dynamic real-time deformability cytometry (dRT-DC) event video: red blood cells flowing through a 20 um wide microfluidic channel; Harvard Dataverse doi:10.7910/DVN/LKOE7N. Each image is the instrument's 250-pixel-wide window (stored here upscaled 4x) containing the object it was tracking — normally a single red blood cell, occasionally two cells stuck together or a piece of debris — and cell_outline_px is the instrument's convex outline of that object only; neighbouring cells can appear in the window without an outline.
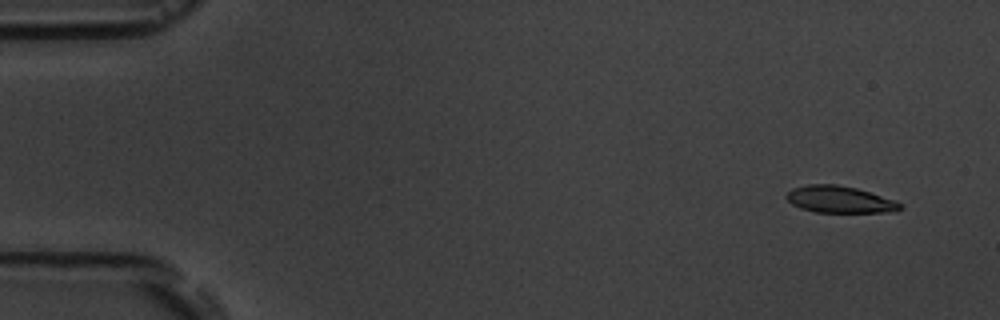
{"species": "common noctule bat (a hibernating species)", "species_latin": "Nyctalus noctula", "temperature_condition": "room temperature", "stored_images_in_passage": 5, "camera_frame_rate_fps": 3000, "um_per_image_px": 0.085, "animal": {"sex": "male", "body_mass_g": 19.5, "forearm_length_mm": 54.6}, "frame": {"image": 1, "passage_image": 1, "time_ms": 0.0, "image_size_px": [1000, 320], "cell_outline_px": [[900, 208], [896, 212], [816, 212], [800, 208], [792, 204], [784, 196], [792, 188], [808, 184], [836, 184], [856, 188], [896, 200], [900, 204]], "centroid_in_image_um": [71.35, 16.95], "position_along_channel_um": 13.7, "area_um2": 17.74}}
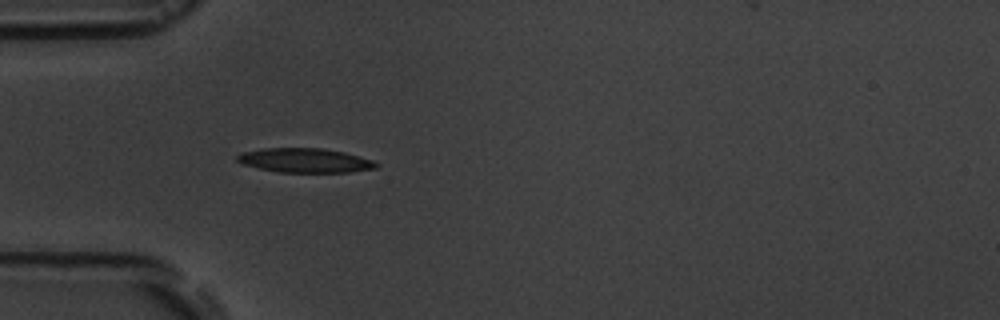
{"frame": {"image": 2, "passage_image": 5, "time_ms": 4.333, "image_size_px": [1000, 320], "cell_outline_px": [[380, 164], [376, 168], [348, 172], [280, 172], [260, 168], [244, 164], [236, 160], [236, 156], [244, 152], [264, 148], [324, 148], [344, 152], [372, 160]], "centroid_in_image_um": [25.95, 13.63], "position_along_channel_um": 59.1, "area_um2": 19.48}}